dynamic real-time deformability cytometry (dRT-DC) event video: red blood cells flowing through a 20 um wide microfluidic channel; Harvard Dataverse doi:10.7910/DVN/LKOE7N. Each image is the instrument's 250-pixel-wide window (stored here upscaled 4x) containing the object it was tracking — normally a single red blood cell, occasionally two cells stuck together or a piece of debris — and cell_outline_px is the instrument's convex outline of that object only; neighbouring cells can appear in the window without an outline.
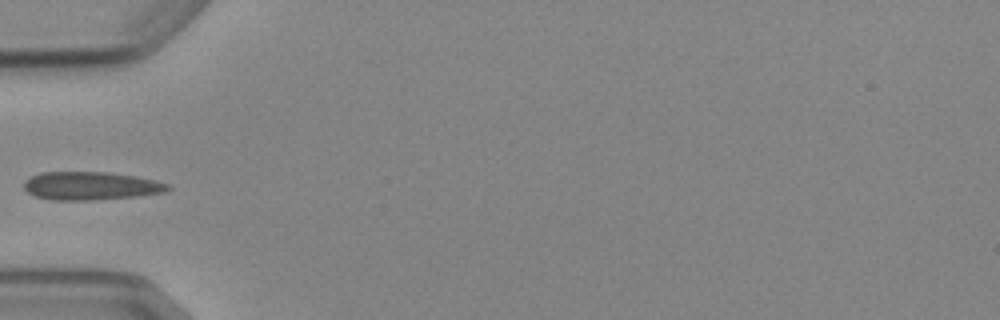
{"species": "Egyptian fruit bat (a non-hibernating species)", "species_latin": "Rousettus aegyptiacus", "temperature_condition": "cold", "stored_images_in_passage": 6, "camera_frame_rate_fps": 3000, "um_per_image_px": 0.085, "animal": {"sex": "female"}, "frame": {"image": 1, "passage_image": 5, "time_ms": 5.667, "image_size_px": [1000, 320], "cell_outline_px": [[172, 188], [164, 192], [136, 196], [92, 200], [52, 200], [36, 196], [28, 192], [24, 188], [24, 180], [40, 172], [104, 172], [136, 176], [156, 180], [168, 184]], "centroid_in_image_um": [7.71, 15.79], "position_along_channel_um": 77.3, "area_um2": 23.58}}
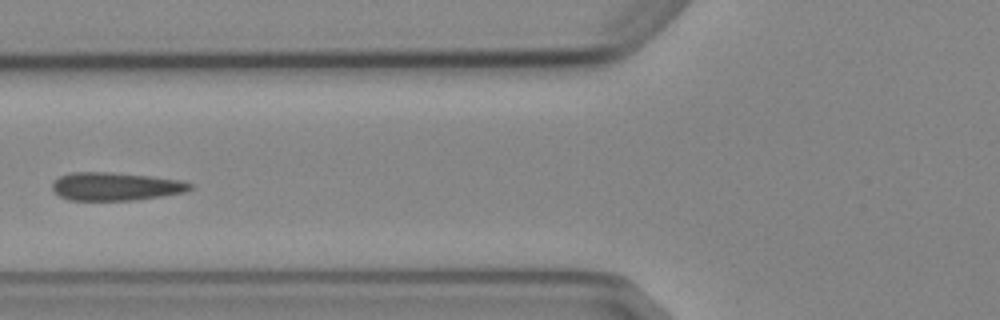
{"frame": {"image": 2, "passage_image": 6, "time_ms": 6.667, "image_size_px": [1000, 320], "cell_outline_px": [[196, 188], [184, 192], [160, 196], [132, 200], [68, 200], [60, 196], [52, 188], [52, 184], [60, 176], [72, 172], [112, 172], [148, 176], [180, 180], [192, 184]], "centroid_in_image_um": [9.84, 15.84], "position_along_channel_um": 116.0, "area_um2": 22.43}}